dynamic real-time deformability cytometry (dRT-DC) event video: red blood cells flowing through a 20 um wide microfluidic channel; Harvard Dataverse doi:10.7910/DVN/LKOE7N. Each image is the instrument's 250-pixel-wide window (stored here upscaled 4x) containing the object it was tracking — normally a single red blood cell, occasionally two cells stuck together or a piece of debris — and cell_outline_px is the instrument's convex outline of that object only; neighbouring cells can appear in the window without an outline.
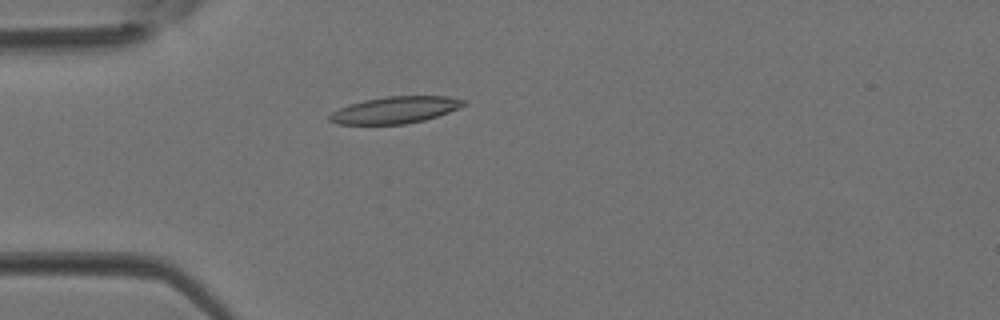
{"species": "Egyptian fruit bat (a non-hibernating species)", "species_latin": "Rousettus aegyptiacus", "temperature_condition": "room temperature", "stored_images_in_passage": 4, "camera_frame_rate_fps": 3000, "um_per_image_px": 0.085, "animal": {"sex": "female"}, "frame": {"image": 1, "passage_image": 4, "time_ms": 1.0, "image_size_px": [1000, 320], "cell_outline_px": [[468, 104], [460, 108], [424, 120], [404, 124], [336, 124], [328, 120], [328, 116], [332, 112], [348, 104], [364, 100], [388, 96], [448, 96], [464, 100]], "centroid_in_image_um": [33.58, 9.34], "position_along_channel_um": 51.4, "area_um2": 20.92}}